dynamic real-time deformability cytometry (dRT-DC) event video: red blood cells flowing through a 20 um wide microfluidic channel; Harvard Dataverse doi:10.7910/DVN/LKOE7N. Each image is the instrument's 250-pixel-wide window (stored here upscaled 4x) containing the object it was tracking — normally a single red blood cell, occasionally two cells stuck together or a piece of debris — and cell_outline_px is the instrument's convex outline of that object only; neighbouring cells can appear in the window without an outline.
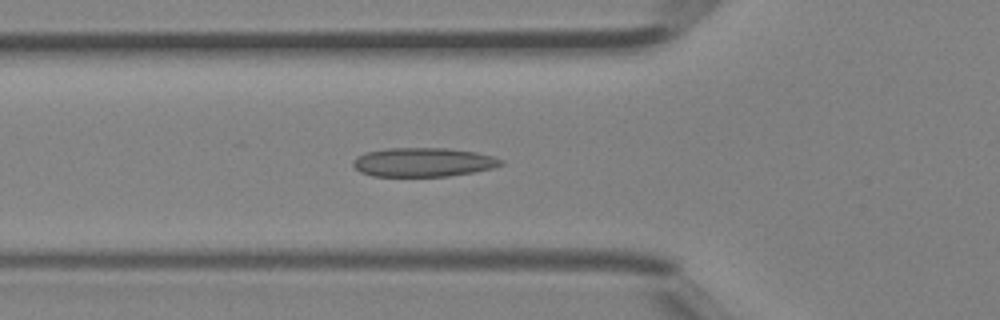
{"species": "Egyptian fruit bat (a non-hibernating species)", "species_latin": "Rousettus aegyptiacus", "temperature_condition": "room temperature", "stored_images_in_passage": 41, "camera_frame_rate_fps": 3000, "um_per_image_px": 0.085, "animal": {"sex": "female"}, "frame": {"image": 1, "passage_image": 14, "time_ms": 4.333, "image_size_px": [1000, 320], "cell_outline_px": [[504, 164], [492, 168], [472, 172], [448, 176], [372, 176], [360, 172], [352, 164], [352, 160], [364, 152], [388, 148], [448, 148], [476, 152], [492, 156], [504, 160]], "centroid_in_image_um": [35.96, 13.78], "position_along_channel_um": 89.8, "area_um2": 25.03}}
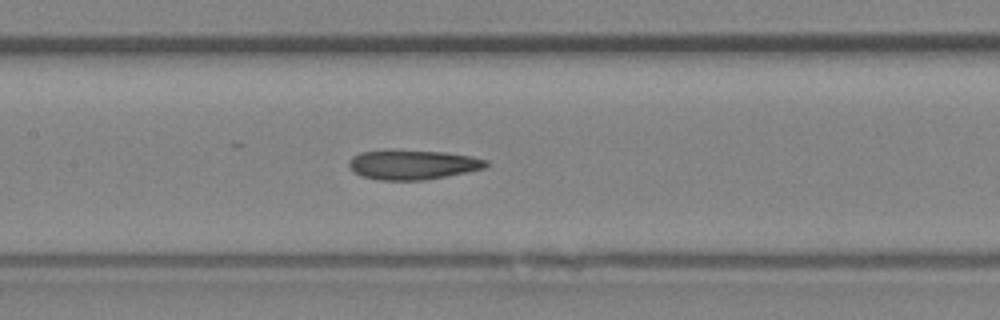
{"frame": {"image": 2, "passage_image": 19, "time_ms": 6.0, "image_size_px": [1000, 320], "cell_outline_px": [[488, 164], [484, 168], [424, 180], [376, 180], [360, 176], [348, 164], [352, 156], [360, 152], [384, 148], [388, 148], [444, 152], [472, 156], [488, 160]], "centroid_in_image_um": [35.02, 13.96], "position_along_channel_um": 172.4, "area_um2": 24.04}}
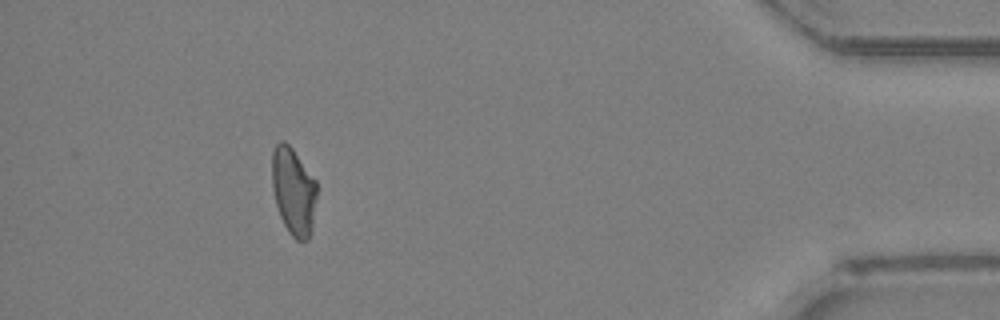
{"frame": {"image": 3, "passage_image": 37, "time_ms": 12.0, "image_size_px": [1000, 320], "cell_outline_px": [[316, 196], [312, 228], [308, 240], [296, 240], [288, 232], [280, 216], [276, 204], [272, 188], [272, 152], [276, 144], [280, 140], [284, 140], [292, 148], [316, 180]], "centroid_in_image_um": [24.93, 16.24], "position_along_channel_um": 410.3, "area_um2": 22.83}}